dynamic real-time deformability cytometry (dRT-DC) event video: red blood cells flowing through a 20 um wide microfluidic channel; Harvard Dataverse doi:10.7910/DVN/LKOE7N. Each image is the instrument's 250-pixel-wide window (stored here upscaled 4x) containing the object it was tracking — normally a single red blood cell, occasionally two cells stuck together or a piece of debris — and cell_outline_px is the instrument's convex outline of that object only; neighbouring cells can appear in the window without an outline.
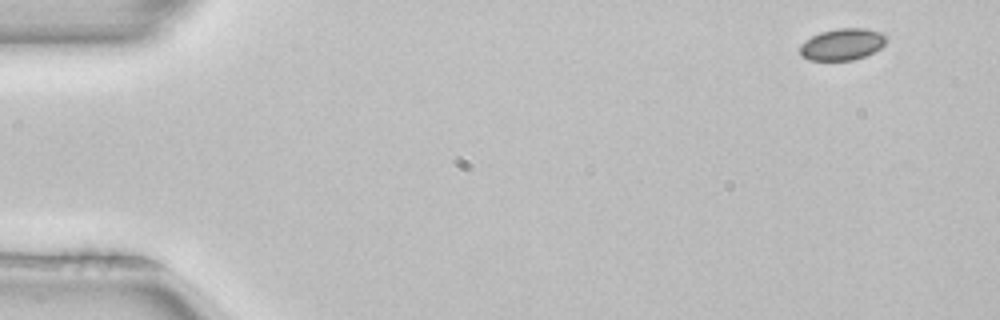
{"species": "common noctule bat (a hibernating species)", "species_latin": "Nyctalus noctula", "temperature_condition": "room temperature", "stored_images_in_passage": 4, "camera_frame_rate_fps": 3000, "um_per_image_px": 0.085, "animal": {"sex": "female", "body_mass_g": 22.7, "forearm_length_mm": 54.2}, "frame": {"image": 1, "passage_image": 1, "time_ms": 0.0, "image_size_px": [1000, 320], "cell_outline_px": [[884, 44], [880, 48], [864, 56], [852, 60], [808, 60], [800, 56], [800, 44], [804, 40], [820, 32], [836, 28], [864, 28], [880, 32], [884, 36]], "centroid_in_image_um": [71.52, 3.77], "position_along_channel_um": 13.5, "area_um2": 15.84}}
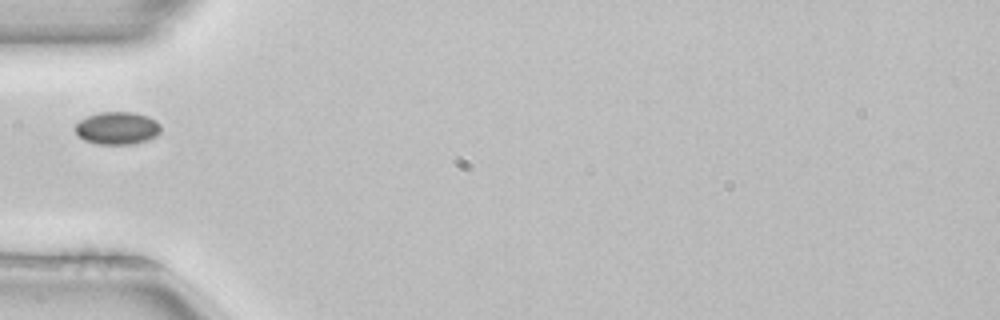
{"frame": {"image": 2, "passage_image": 4, "time_ms": 1.0, "image_size_px": [1000, 320], "cell_outline_px": [[160, 132], [156, 136], [148, 140], [132, 144], [96, 144], [84, 140], [76, 136], [72, 128], [80, 120], [88, 116], [100, 112], [132, 112], [148, 116], [156, 120], [160, 124]], "centroid_in_image_um": [9.93, 10.9], "position_along_channel_um": 75.1, "area_um2": 16.53}}